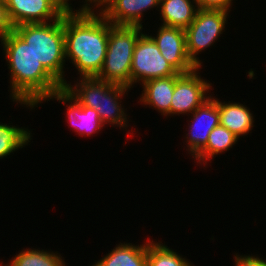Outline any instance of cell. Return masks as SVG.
Wrapping results in <instances>:
<instances>
[{
    "mask_svg": "<svg viewBox=\"0 0 266 266\" xmlns=\"http://www.w3.org/2000/svg\"><path fill=\"white\" fill-rule=\"evenodd\" d=\"M11 73L12 101L33 109L64 88L36 59L28 44L13 30L1 40Z\"/></svg>",
    "mask_w": 266,
    "mask_h": 266,
    "instance_id": "6da1fadb",
    "label": "cell"
},
{
    "mask_svg": "<svg viewBox=\"0 0 266 266\" xmlns=\"http://www.w3.org/2000/svg\"><path fill=\"white\" fill-rule=\"evenodd\" d=\"M113 25L100 12H65V58L78 69L79 77H94L101 71Z\"/></svg>",
    "mask_w": 266,
    "mask_h": 266,
    "instance_id": "7a4b0ae2",
    "label": "cell"
},
{
    "mask_svg": "<svg viewBox=\"0 0 266 266\" xmlns=\"http://www.w3.org/2000/svg\"><path fill=\"white\" fill-rule=\"evenodd\" d=\"M14 31L28 44L36 59L64 87L65 36L64 14L52 23H26Z\"/></svg>",
    "mask_w": 266,
    "mask_h": 266,
    "instance_id": "3957f363",
    "label": "cell"
},
{
    "mask_svg": "<svg viewBox=\"0 0 266 266\" xmlns=\"http://www.w3.org/2000/svg\"><path fill=\"white\" fill-rule=\"evenodd\" d=\"M79 83H67L64 89L72 95L82 106L95 109L102 123L116 125L120 128L128 127L125 108L120 104L122 96L130 88L116 85L94 77H80ZM75 86V87H74ZM129 89V90H128Z\"/></svg>",
    "mask_w": 266,
    "mask_h": 266,
    "instance_id": "277c9868",
    "label": "cell"
},
{
    "mask_svg": "<svg viewBox=\"0 0 266 266\" xmlns=\"http://www.w3.org/2000/svg\"><path fill=\"white\" fill-rule=\"evenodd\" d=\"M139 26H115L109 29L107 51L103 67L97 78L131 88L133 50L143 33Z\"/></svg>",
    "mask_w": 266,
    "mask_h": 266,
    "instance_id": "5b68a950",
    "label": "cell"
},
{
    "mask_svg": "<svg viewBox=\"0 0 266 266\" xmlns=\"http://www.w3.org/2000/svg\"><path fill=\"white\" fill-rule=\"evenodd\" d=\"M227 11L198 9L195 19L185 29L186 49L192 63L201 68L198 54L212 46L226 27Z\"/></svg>",
    "mask_w": 266,
    "mask_h": 266,
    "instance_id": "8992f818",
    "label": "cell"
},
{
    "mask_svg": "<svg viewBox=\"0 0 266 266\" xmlns=\"http://www.w3.org/2000/svg\"><path fill=\"white\" fill-rule=\"evenodd\" d=\"M179 72L162 56L149 34L142 33L133 50L131 86L148 80L178 75Z\"/></svg>",
    "mask_w": 266,
    "mask_h": 266,
    "instance_id": "52a82bcc",
    "label": "cell"
},
{
    "mask_svg": "<svg viewBox=\"0 0 266 266\" xmlns=\"http://www.w3.org/2000/svg\"><path fill=\"white\" fill-rule=\"evenodd\" d=\"M199 69L201 68L175 75V88L170 106L172 116L192 113L211 97L207 94L212 84L198 75Z\"/></svg>",
    "mask_w": 266,
    "mask_h": 266,
    "instance_id": "ba28073f",
    "label": "cell"
},
{
    "mask_svg": "<svg viewBox=\"0 0 266 266\" xmlns=\"http://www.w3.org/2000/svg\"><path fill=\"white\" fill-rule=\"evenodd\" d=\"M12 25L49 23L58 20L65 11L57 0H4Z\"/></svg>",
    "mask_w": 266,
    "mask_h": 266,
    "instance_id": "9c48e42d",
    "label": "cell"
},
{
    "mask_svg": "<svg viewBox=\"0 0 266 266\" xmlns=\"http://www.w3.org/2000/svg\"><path fill=\"white\" fill-rule=\"evenodd\" d=\"M193 117L186 133V146L189 154L196 156L207 144L210 132L220 124L218 100L208 98L201 106L191 113Z\"/></svg>",
    "mask_w": 266,
    "mask_h": 266,
    "instance_id": "30bf717a",
    "label": "cell"
},
{
    "mask_svg": "<svg viewBox=\"0 0 266 266\" xmlns=\"http://www.w3.org/2000/svg\"><path fill=\"white\" fill-rule=\"evenodd\" d=\"M149 36L158 46L162 56L179 73H188L197 68L188 56L184 29L161 25L157 36Z\"/></svg>",
    "mask_w": 266,
    "mask_h": 266,
    "instance_id": "8fae6325",
    "label": "cell"
},
{
    "mask_svg": "<svg viewBox=\"0 0 266 266\" xmlns=\"http://www.w3.org/2000/svg\"><path fill=\"white\" fill-rule=\"evenodd\" d=\"M160 0H105L100 13L115 26L142 25L144 12L159 7Z\"/></svg>",
    "mask_w": 266,
    "mask_h": 266,
    "instance_id": "7c38bea8",
    "label": "cell"
},
{
    "mask_svg": "<svg viewBox=\"0 0 266 266\" xmlns=\"http://www.w3.org/2000/svg\"><path fill=\"white\" fill-rule=\"evenodd\" d=\"M59 100V103L67 104V118L70 123L69 126L73 127L75 132L79 135H93L98 133L103 127L98 112L88 106H82L72 95H70L64 88L59 91L53 92L46 100L49 99ZM67 102V103H66Z\"/></svg>",
    "mask_w": 266,
    "mask_h": 266,
    "instance_id": "4fadbf2b",
    "label": "cell"
},
{
    "mask_svg": "<svg viewBox=\"0 0 266 266\" xmlns=\"http://www.w3.org/2000/svg\"><path fill=\"white\" fill-rule=\"evenodd\" d=\"M141 85L144 90L140 97V103L153 106L162 115L170 116L171 100L175 88V75L151 79Z\"/></svg>",
    "mask_w": 266,
    "mask_h": 266,
    "instance_id": "5bb4252c",
    "label": "cell"
},
{
    "mask_svg": "<svg viewBox=\"0 0 266 266\" xmlns=\"http://www.w3.org/2000/svg\"><path fill=\"white\" fill-rule=\"evenodd\" d=\"M218 110L220 124L235 134L238 138L242 135H248L253 129L254 116L250 109L240 103L229 101L221 102L218 99Z\"/></svg>",
    "mask_w": 266,
    "mask_h": 266,
    "instance_id": "9a60e30c",
    "label": "cell"
},
{
    "mask_svg": "<svg viewBox=\"0 0 266 266\" xmlns=\"http://www.w3.org/2000/svg\"><path fill=\"white\" fill-rule=\"evenodd\" d=\"M159 7L163 21L161 25L184 30L195 19L199 9L195 0H160Z\"/></svg>",
    "mask_w": 266,
    "mask_h": 266,
    "instance_id": "2e32d148",
    "label": "cell"
},
{
    "mask_svg": "<svg viewBox=\"0 0 266 266\" xmlns=\"http://www.w3.org/2000/svg\"><path fill=\"white\" fill-rule=\"evenodd\" d=\"M92 266H147V242L140 246L120 242Z\"/></svg>",
    "mask_w": 266,
    "mask_h": 266,
    "instance_id": "e0dca14e",
    "label": "cell"
},
{
    "mask_svg": "<svg viewBox=\"0 0 266 266\" xmlns=\"http://www.w3.org/2000/svg\"><path fill=\"white\" fill-rule=\"evenodd\" d=\"M238 139L235 134L219 124L210 132L206 146L193 158L197 160L196 163L206 165L214 155L230 150Z\"/></svg>",
    "mask_w": 266,
    "mask_h": 266,
    "instance_id": "ac0fdd59",
    "label": "cell"
},
{
    "mask_svg": "<svg viewBox=\"0 0 266 266\" xmlns=\"http://www.w3.org/2000/svg\"><path fill=\"white\" fill-rule=\"evenodd\" d=\"M32 134L28 129L0 123V159L28 145Z\"/></svg>",
    "mask_w": 266,
    "mask_h": 266,
    "instance_id": "d6986e66",
    "label": "cell"
},
{
    "mask_svg": "<svg viewBox=\"0 0 266 266\" xmlns=\"http://www.w3.org/2000/svg\"><path fill=\"white\" fill-rule=\"evenodd\" d=\"M147 241V266H193L162 242Z\"/></svg>",
    "mask_w": 266,
    "mask_h": 266,
    "instance_id": "ffe728a7",
    "label": "cell"
},
{
    "mask_svg": "<svg viewBox=\"0 0 266 266\" xmlns=\"http://www.w3.org/2000/svg\"><path fill=\"white\" fill-rule=\"evenodd\" d=\"M14 266H65V261L58 253L47 250L25 249L16 254L12 260Z\"/></svg>",
    "mask_w": 266,
    "mask_h": 266,
    "instance_id": "44dd1931",
    "label": "cell"
},
{
    "mask_svg": "<svg viewBox=\"0 0 266 266\" xmlns=\"http://www.w3.org/2000/svg\"><path fill=\"white\" fill-rule=\"evenodd\" d=\"M68 1L69 0H57L58 4L65 12H73V8L70 6L71 4H69ZM104 3L105 0H85L84 5H82L78 10L74 9V12H95L97 10H94V7L100 8V10H98V12H100L103 8L102 6H104ZM90 4L92 5V7L94 4L93 9Z\"/></svg>",
    "mask_w": 266,
    "mask_h": 266,
    "instance_id": "7402d4cb",
    "label": "cell"
},
{
    "mask_svg": "<svg viewBox=\"0 0 266 266\" xmlns=\"http://www.w3.org/2000/svg\"><path fill=\"white\" fill-rule=\"evenodd\" d=\"M199 9L223 10L230 12L233 0H195Z\"/></svg>",
    "mask_w": 266,
    "mask_h": 266,
    "instance_id": "603a6c76",
    "label": "cell"
},
{
    "mask_svg": "<svg viewBox=\"0 0 266 266\" xmlns=\"http://www.w3.org/2000/svg\"><path fill=\"white\" fill-rule=\"evenodd\" d=\"M13 30L14 26L10 22L5 1L0 0V41Z\"/></svg>",
    "mask_w": 266,
    "mask_h": 266,
    "instance_id": "cb8c5ba5",
    "label": "cell"
},
{
    "mask_svg": "<svg viewBox=\"0 0 266 266\" xmlns=\"http://www.w3.org/2000/svg\"><path fill=\"white\" fill-rule=\"evenodd\" d=\"M235 266H266V260L259 258L258 256L250 255H234Z\"/></svg>",
    "mask_w": 266,
    "mask_h": 266,
    "instance_id": "d4e9b609",
    "label": "cell"
},
{
    "mask_svg": "<svg viewBox=\"0 0 266 266\" xmlns=\"http://www.w3.org/2000/svg\"><path fill=\"white\" fill-rule=\"evenodd\" d=\"M2 263H3V262L0 263V266H3ZM4 266H14V265H13L12 262L10 261L8 264H6V265H4Z\"/></svg>",
    "mask_w": 266,
    "mask_h": 266,
    "instance_id": "484cf974",
    "label": "cell"
}]
</instances>
